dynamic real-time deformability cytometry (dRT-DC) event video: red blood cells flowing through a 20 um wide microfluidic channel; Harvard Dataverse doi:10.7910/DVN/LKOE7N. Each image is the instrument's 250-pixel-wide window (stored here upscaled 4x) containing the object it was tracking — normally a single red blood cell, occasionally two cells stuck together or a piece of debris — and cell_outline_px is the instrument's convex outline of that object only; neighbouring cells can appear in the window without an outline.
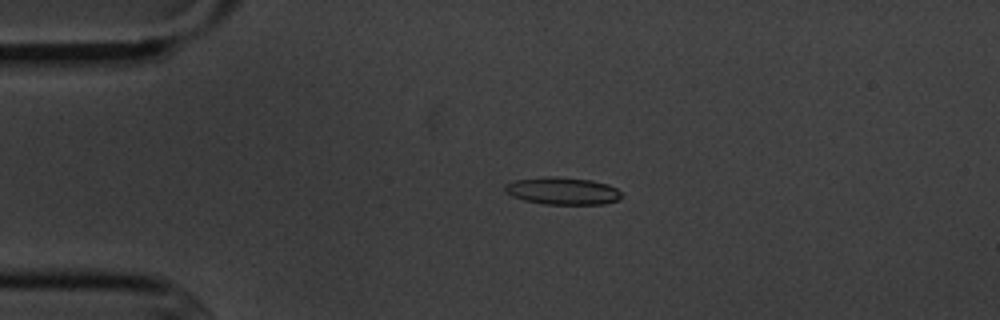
{"species": "common noctule bat (a hibernating species)", "species_latin": "Nyctalus noctula", "temperature_condition": "cold", "stored_images_in_passage": 5, "camera_frame_rate_fps": 3000, "um_per_image_px": 0.085, "animal": {"sex": "male", "body_mass_g": 20.1, "forearm_length_mm": 53.5}, "frame": {"image": 1, "passage_image": 4, "time_ms": 3.667, "image_size_px": [1000, 320], "cell_outline_px": [[620, 196], [616, 200], [604, 204], [544, 204], [524, 200], [512, 196], [504, 192], [504, 184], [516, 180], [544, 176], [556, 176], [592, 180], [608, 184], [616, 188], [620, 192]], "centroid_in_image_um": [47.77, 16.22], "position_along_channel_um": 37.2, "area_um2": 18.61}}